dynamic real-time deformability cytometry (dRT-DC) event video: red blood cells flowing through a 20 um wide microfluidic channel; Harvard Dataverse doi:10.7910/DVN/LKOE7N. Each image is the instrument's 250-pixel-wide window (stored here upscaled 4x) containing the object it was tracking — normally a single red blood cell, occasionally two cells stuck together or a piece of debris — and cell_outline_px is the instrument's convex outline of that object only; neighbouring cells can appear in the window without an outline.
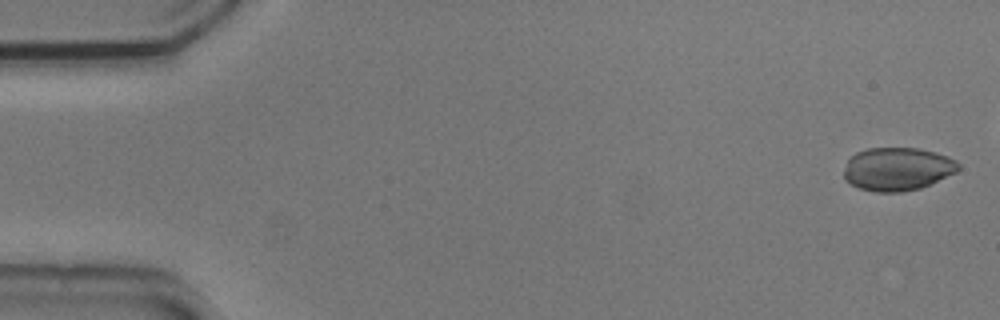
{"species": "common noctule bat (a hibernating species)", "species_latin": "Nyctalus noctula", "temperature_condition": "cold", "stored_images_in_passage": 48, "camera_frame_rate_fps": 3000, "um_per_image_px": 0.085, "animal": {"sex": "male", "body_mass_g": 20.5, "forearm_length_mm": 52.5}, "frame": {"image": 1, "passage_image": 1, "time_ms": 0.0, "image_size_px": [1000, 320], "cell_outline_px": [[960, 168], [956, 172], [920, 188], [900, 192], [876, 192], [860, 188], [844, 180], [844, 168], [848, 160], [856, 152], [868, 148], [920, 148], [936, 152], [948, 156], [956, 160], [960, 164]], "centroid_in_image_um": [76.28, 14.35], "position_along_channel_um": 8.7, "area_um2": 28.84}}
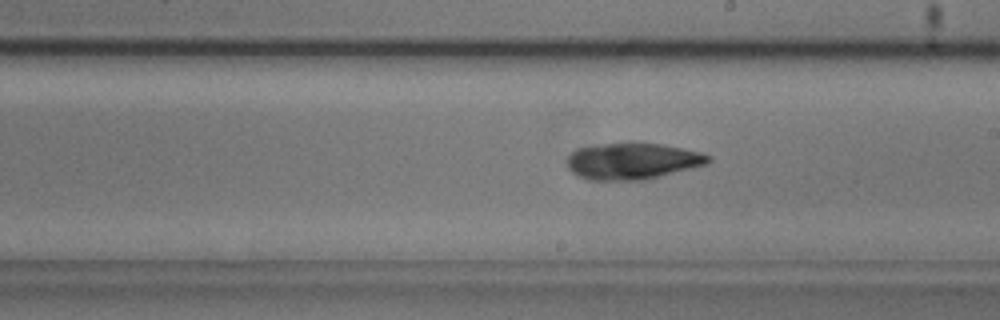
{"frame": {"image": 2, "passage_image": 30, "time_ms": 9.667, "image_size_px": [1000, 320], "cell_outline_px": [[712, 160], [708, 164], [644, 180], [588, 180], [572, 172], [568, 168], [568, 156], [576, 148], [604, 144], [660, 144], [684, 148], [700, 152], [712, 156]], "centroid_in_image_um": [53.79, 13.71], "position_along_channel_um": 235.2, "area_um2": 29.71}}
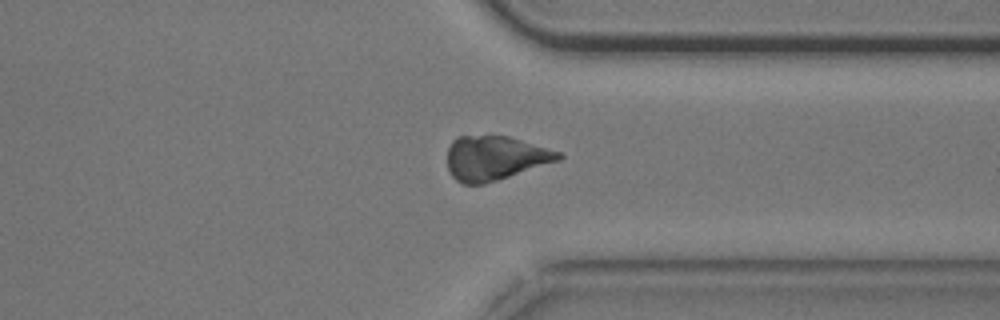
{"frame": {"image": 3, "passage_image": 41, "time_ms": 13.333, "image_size_px": [1000, 320], "cell_outline_px": [[564, 156], [560, 160], [484, 184], [464, 184], [456, 180], [452, 176], [448, 168], [448, 148], [452, 140], [456, 136], [508, 136], [560, 152]], "centroid_in_image_um": [42.05, 13.43], "position_along_channel_um": 369.3, "area_um2": 28.44}, "authors_computed_cell_mechanics": {"area_um2": 29.5358, "velocity_mm_per_s": 3.6935, "shape_relaxation_time_tau1_ms": 5.9533, "shape_relaxation_time_tau2_ms": 5.7761, "deformation_change_tau1": 0.1346, "deformation_change_tau2": 0.1169}}